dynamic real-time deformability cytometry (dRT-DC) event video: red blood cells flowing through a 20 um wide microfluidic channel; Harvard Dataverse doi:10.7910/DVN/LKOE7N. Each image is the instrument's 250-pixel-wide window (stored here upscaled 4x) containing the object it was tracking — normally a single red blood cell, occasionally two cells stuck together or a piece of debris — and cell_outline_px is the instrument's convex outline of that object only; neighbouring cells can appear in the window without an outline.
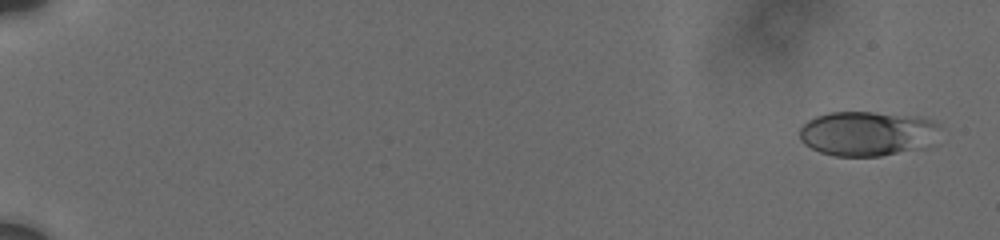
{"species": "human", "species_latin": "Homo sapiens", "temperature_condition": "cold", "stored_images_in_passage": 28, "camera_frame_rate_fps": 3000, "um_per_image_px": 0.085, "donor": {"sex": "male"}, "frame": {"image": 1, "passage_image": 3, "time_ms": 0.667, "image_size_px": [1000, 240], "cell_outline_px": [[936, 124], [912, 148], [880, 156], [836, 156], [820, 152], [804, 144], [800, 140], [800, 128], [808, 120], [816, 116], [828, 112], [872, 112], [920, 116], [932, 120]], "centroid_in_image_um": [73.42, 11.31], "position_along_channel_um": 11.6, "area_um2": 34.56}}
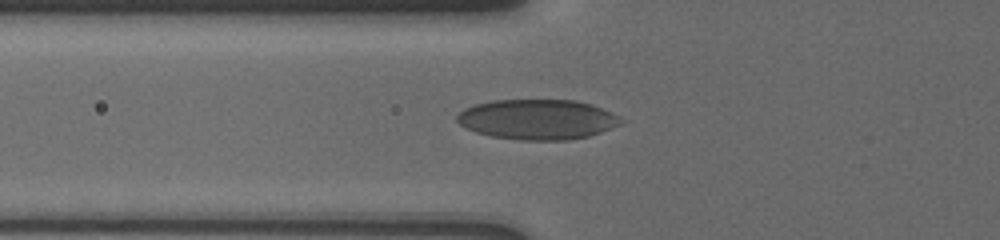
{"frame": {"image": 2, "passage_image": 25, "time_ms": 7.667, "image_size_px": [1000, 240], "cell_outline_px": [[624, 120], [620, 124], [600, 132], [588, 136], [568, 140], [520, 140], [492, 136], [476, 132], [464, 128], [456, 120], [456, 116], [464, 108], [476, 104], [492, 100], [576, 100], [592, 104]], "centroid_in_image_um": [45.63, 10.15], "position_along_channel_um": 80.2, "area_um2": 38.15}}
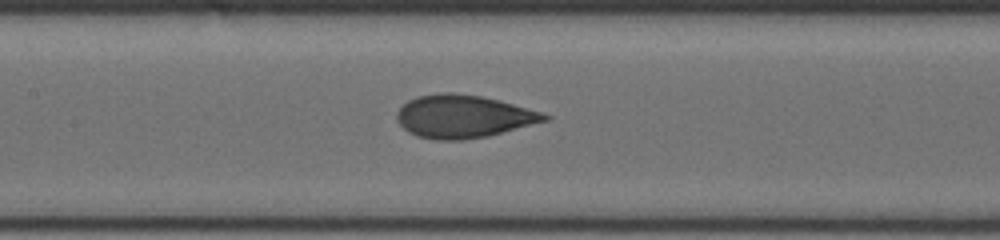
{"frame": {"image": 3, "passage_image": 28, "time_ms": 10.0, "image_size_px": [1000, 240], "cell_outline_px": [[552, 116], [548, 120], [488, 136], [464, 140], [436, 140], [416, 136], [408, 132], [396, 120], [396, 112], [408, 100], [416, 96], [440, 92], [452, 92], [480, 96], [500, 100], [540, 112]], "centroid_in_image_um": [39.35, 9.9], "position_along_channel_um": 168.1, "area_um2": 36.93}}